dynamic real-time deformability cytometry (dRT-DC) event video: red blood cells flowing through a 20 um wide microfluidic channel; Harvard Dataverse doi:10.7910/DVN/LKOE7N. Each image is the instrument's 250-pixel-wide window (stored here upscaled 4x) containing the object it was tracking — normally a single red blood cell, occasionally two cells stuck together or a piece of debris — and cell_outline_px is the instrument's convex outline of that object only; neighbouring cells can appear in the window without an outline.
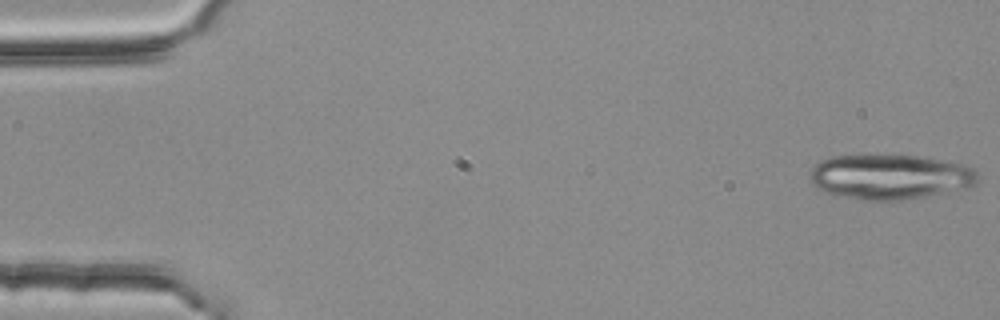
{"species": "common noctule bat (a hibernating species)", "species_latin": "Nyctalus noctula", "temperature_condition": "room temperature", "stored_images_in_passage": 4, "camera_frame_rate_fps": 3000, "um_per_image_px": 0.085, "animal": {"sex": "female", "body_mass_g": 25.1}, "frame": {"image": 1, "passage_image": 1, "time_ms": 0.0, "image_size_px": [1000, 320], "cell_outline_px": [[976, 180], [972, 184], [924, 196], [900, 200], [860, 200], [836, 196], [816, 188], [808, 180], [808, 176], [812, 168], [820, 160], [832, 156], [864, 152], [924, 156], [948, 160], [964, 164], [972, 168], [976, 172]], "centroid_in_image_um": [75.5, 14.96], "position_along_channel_um": 9.5, "area_um2": 44.85}}